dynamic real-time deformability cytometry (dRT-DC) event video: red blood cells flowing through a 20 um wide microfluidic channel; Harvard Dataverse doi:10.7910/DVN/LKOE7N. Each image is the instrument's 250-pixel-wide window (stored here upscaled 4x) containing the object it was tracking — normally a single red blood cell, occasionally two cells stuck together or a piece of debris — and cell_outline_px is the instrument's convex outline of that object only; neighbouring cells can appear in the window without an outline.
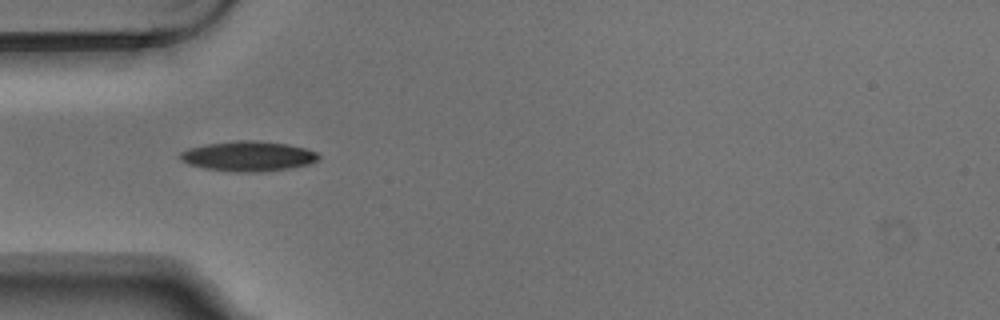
{"species": "Egyptian fruit bat (a non-hibernating species)", "species_latin": "Rousettus aegyptiacus", "temperature_condition": "warm", "stored_images_in_passage": 6, "camera_frame_rate_fps": 3000, "um_per_image_px": 0.085, "animal": {"sex": "male"}, "frame": {"image": 1, "passage_image": 5, "time_ms": 1.333, "image_size_px": [1000, 320], "cell_outline_px": [[320, 160], [308, 164], [288, 168], [264, 172], [236, 172], [204, 168], [188, 164], [180, 160], [180, 152], [188, 148], [208, 144], [236, 140], [256, 140], [288, 144], [304, 148], [316, 152], [320, 156]], "centroid_in_image_um": [21.1, 13.28], "position_along_channel_um": 63.9, "area_um2": 24.28}}
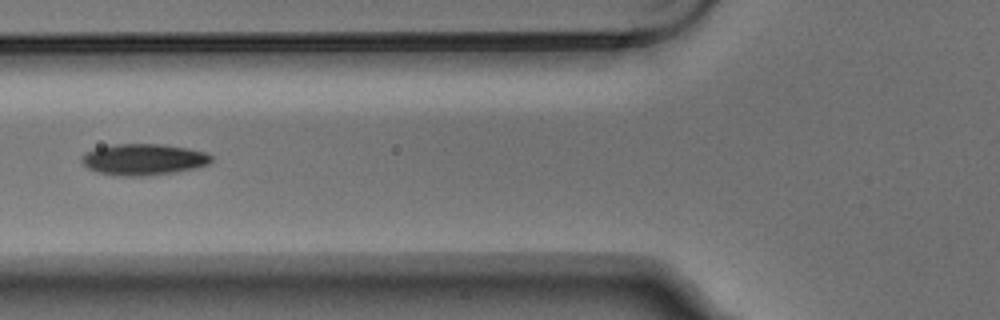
{"frame": {"image": 2, "passage_image": 6, "time_ms": 1.667, "image_size_px": [1000, 320], "cell_outline_px": [[212, 160], [208, 164], [196, 168], [176, 172], [140, 176], [116, 176], [96, 172], [88, 168], [80, 160], [80, 156], [96, 148], [116, 144], [164, 144], [188, 148], [204, 152], [212, 156]], "centroid_in_image_um": [12.19, 13.56], "position_along_channel_um": 113.6, "area_um2": 23.7}}